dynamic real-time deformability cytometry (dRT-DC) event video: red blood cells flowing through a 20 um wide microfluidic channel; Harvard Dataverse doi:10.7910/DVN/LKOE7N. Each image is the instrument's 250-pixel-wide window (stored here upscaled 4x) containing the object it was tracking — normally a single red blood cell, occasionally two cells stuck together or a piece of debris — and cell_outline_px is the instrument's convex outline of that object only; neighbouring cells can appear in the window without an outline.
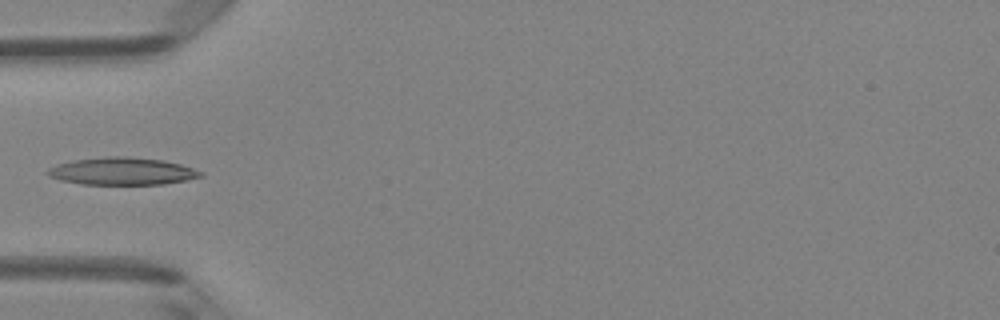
{"species": "Egyptian fruit bat (a non-hibernating species)", "species_latin": "Rousettus aegyptiacus", "temperature_condition": "room temperature", "stored_images_in_passage": 5, "camera_frame_rate_fps": 3000, "um_per_image_px": 0.085, "animal": {"sex": "female"}, "frame": {"image": 1, "passage_image": 4, "time_ms": 4.333, "image_size_px": [1000, 320], "cell_outline_px": [[204, 176], [188, 180], [164, 184], [80, 184], [60, 180], [48, 176], [44, 172], [48, 168], [56, 164], [76, 160], [108, 156], [124, 156], [164, 160], [180, 164], [204, 172]], "centroid_in_image_um": [10.38, 14.56], "position_along_channel_um": 74.6, "area_um2": 24.57}}
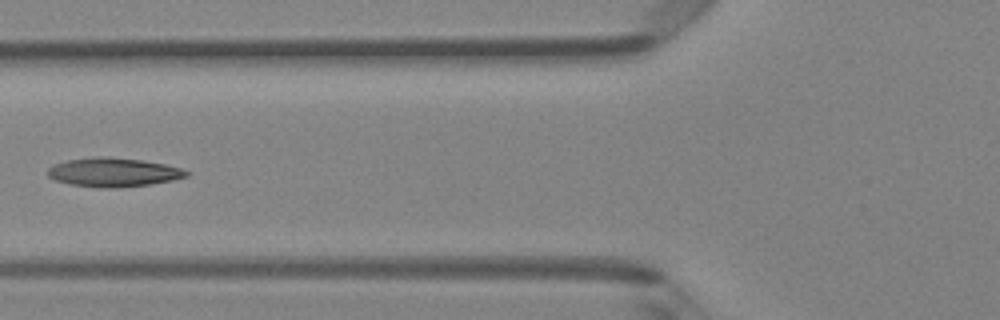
{"frame": {"image": 2, "passage_image": 5, "time_ms": 5.333, "image_size_px": [1000, 320], "cell_outline_px": [[188, 176], [172, 180], [148, 184], [108, 188], [100, 188], [72, 184], [56, 180], [48, 176], [48, 168], [52, 164], [68, 160], [100, 156], [144, 160], [164, 164], [180, 168], [188, 172]], "centroid_in_image_um": [9.61, 14.63], "position_along_channel_um": 116.2, "area_um2": 23.0}}